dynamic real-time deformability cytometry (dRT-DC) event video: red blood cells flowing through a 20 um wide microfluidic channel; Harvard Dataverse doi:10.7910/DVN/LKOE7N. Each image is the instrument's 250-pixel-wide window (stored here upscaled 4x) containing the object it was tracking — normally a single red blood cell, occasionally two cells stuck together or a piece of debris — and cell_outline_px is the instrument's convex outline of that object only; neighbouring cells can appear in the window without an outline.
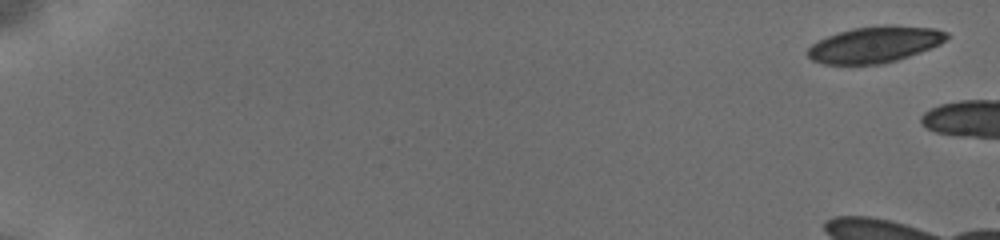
{"species": "common noctule bat (a hibernating species)", "species_latin": "Nyctalus noctula", "temperature_condition": "cold", "stored_images_in_passage": 3, "camera_frame_rate_fps": 3000, "um_per_image_px": 0.085, "animal": {"sex": "female", "body_mass_g": 19.5, "forearm_length_mm": 54.1}, "frame": {"image": 1, "passage_image": 1, "time_ms": 0.0, "image_size_px": [1000, 240], "cell_outline_px": [[948, 36], [940, 44], [908, 56], [884, 64], [824, 64], [812, 60], [804, 52], [816, 40], [852, 28], [888, 24], [896, 24], [936, 28], [948, 32]], "centroid_in_image_um": [74.34, 3.77], "position_along_channel_um": 10.7, "area_um2": 29.54}}